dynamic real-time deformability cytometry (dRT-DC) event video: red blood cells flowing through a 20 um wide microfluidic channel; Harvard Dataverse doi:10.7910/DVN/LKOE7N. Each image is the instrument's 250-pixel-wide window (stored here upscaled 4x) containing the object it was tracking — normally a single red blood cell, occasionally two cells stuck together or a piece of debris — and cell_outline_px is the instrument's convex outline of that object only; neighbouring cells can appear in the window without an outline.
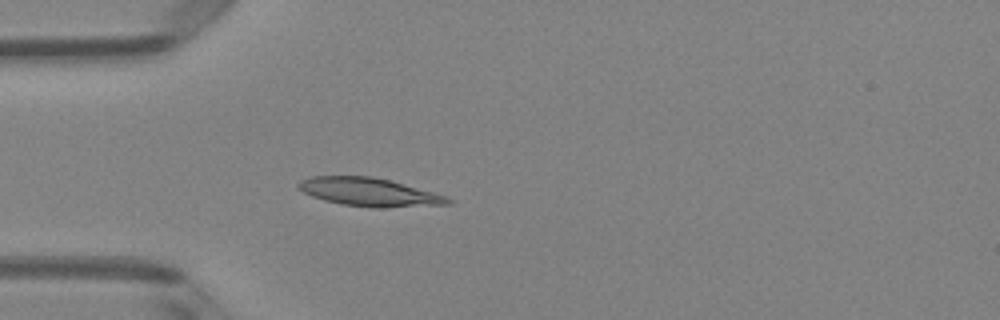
{"species": "Egyptian fruit bat (a non-hibernating species)", "species_latin": "Rousettus aegyptiacus", "temperature_condition": "room temperature", "stored_images_in_passage": 4, "camera_frame_rate_fps": 3000, "um_per_image_px": 0.085, "animal": {"sex": "female"}, "frame": {"image": 1, "passage_image": 4, "time_ms": 1.0, "image_size_px": [1000, 320], "cell_outline_px": [[452, 204], [380, 208], [372, 208], [340, 204], [324, 200], [312, 196], [296, 188], [296, 184], [300, 180], [312, 176], [372, 176], [388, 180], [448, 196], [452, 200]], "centroid_in_image_um": [31.36, 16.33], "position_along_channel_um": 53.6, "area_um2": 24.74}}